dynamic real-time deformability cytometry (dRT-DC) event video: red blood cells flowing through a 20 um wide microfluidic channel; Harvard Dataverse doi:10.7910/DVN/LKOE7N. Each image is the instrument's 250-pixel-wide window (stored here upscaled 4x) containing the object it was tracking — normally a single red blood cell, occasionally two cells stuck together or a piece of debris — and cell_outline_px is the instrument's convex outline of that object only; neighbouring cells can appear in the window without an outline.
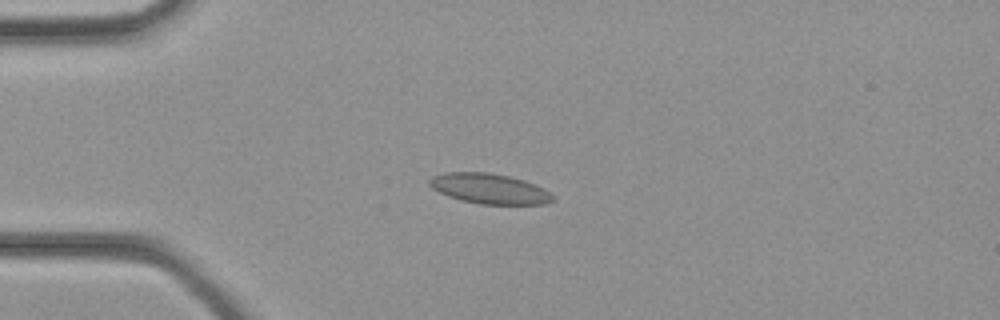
{"species": "common noctule bat (a hibernating species)", "species_latin": "Nyctalus noctula", "temperature_condition": "cold", "stored_images_in_passage": 22, "camera_frame_rate_fps": 3000, "um_per_image_px": 0.085, "animal": {"sex": "female", "body_mass_g": 21.9}, "frame": {"image": 1, "passage_image": 1, "time_ms": 0.0, "image_size_px": [1000, 320], "cell_outline_px": [[556, 200], [544, 204], [480, 204], [460, 200], [448, 196], [432, 188], [428, 184], [428, 180], [432, 176], [444, 172], [488, 172], [508, 176], [524, 180], [536, 184], [544, 188], [556, 196]], "centroid_in_image_um": [41.63, 16.03], "position_along_channel_um": 43.4, "area_um2": 21.96}}
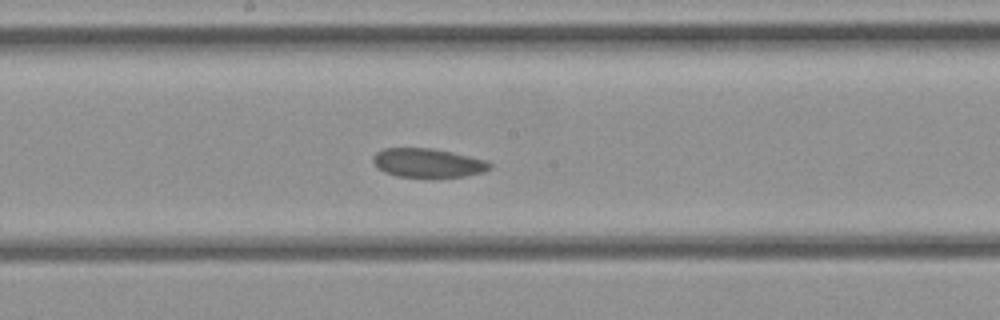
{"frame": {"image": 2, "passage_image": 11, "time_ms": 3.333, "image_size_px": [1000, 320], "cell_outline_px": [[492, 168], [484, 172], [464, 176], [396, 176], [384, 172], [376, 168], [372, 160], [372, 156], [376, 152], [384, 148], [432, 148], [452, 152], [488, 160], [492, 164]], "centroid_in_image_um": [36.36, 13.83], "position_along_channel_um": 211.8, "area_um2": 19.71}}
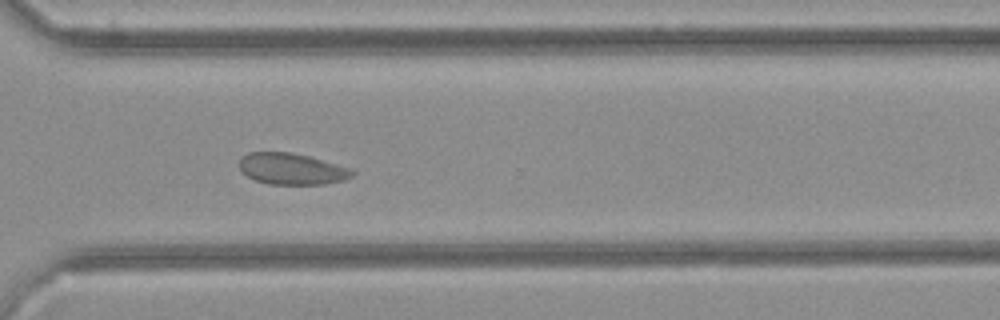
{"frame": {"image": 3, "passage_image": 18, "time_ms": 5.667, "image_size_px": [1000, 320], "cell_outline_px": [[356, 172], [352, 176], [344, 180], [324, 184], [268, 184], [256, 180], [248, 176], [240, 168], [240, 156], [248, 152], [292, 152], [308, 156], [352, 168]], "centroid_in_image_um": [24.82, 14.35], "position_along_channel_um": 345.8, "area_um2": 20.63}}